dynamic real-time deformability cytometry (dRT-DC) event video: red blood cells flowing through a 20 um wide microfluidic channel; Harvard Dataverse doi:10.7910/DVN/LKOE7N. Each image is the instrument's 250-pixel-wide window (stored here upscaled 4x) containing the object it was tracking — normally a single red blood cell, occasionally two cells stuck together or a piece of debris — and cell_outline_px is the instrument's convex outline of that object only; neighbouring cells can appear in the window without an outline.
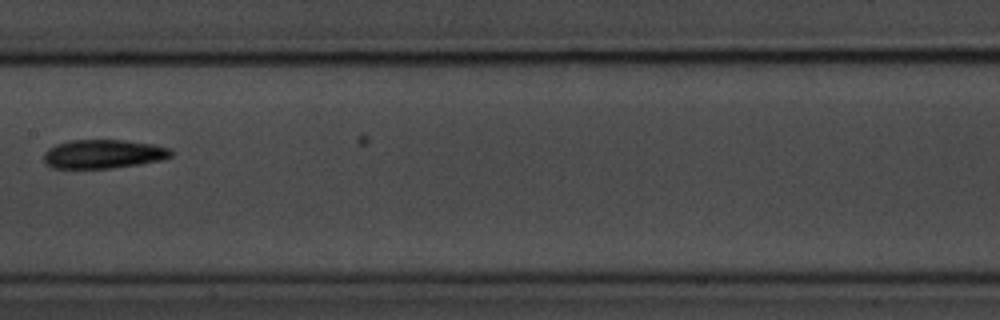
{"species": "common noctule bat (a hibernating species)", "species_latin": "Nyctalus noctula", "temperature_condition": "room temperature", "stored_images_in_passage": 11, "camera_frame_rate_fps": 3000, "um_per_image_px": 0.085, "animal": {"sex": "male", "body_mass_g": 20.1, "forearm_length_mm": 53.5}, "frame": {"image": 1, "passage_image": 9, "time_ms": 10.0, "image_size_px": [1000, 320], "cell_outline_px": [[172, 156], [164, 160], [140, 164], [112, 168], [52, 168], [44, 160], [44, 152], [48, 148], [56, 144], [68, 140], [120, 140], [152, 144], [172, 148]], "centroid_in_image_um": [8.81, 13.09], "position_along_channel_um": 198.6, "area_um2": 21.5}}